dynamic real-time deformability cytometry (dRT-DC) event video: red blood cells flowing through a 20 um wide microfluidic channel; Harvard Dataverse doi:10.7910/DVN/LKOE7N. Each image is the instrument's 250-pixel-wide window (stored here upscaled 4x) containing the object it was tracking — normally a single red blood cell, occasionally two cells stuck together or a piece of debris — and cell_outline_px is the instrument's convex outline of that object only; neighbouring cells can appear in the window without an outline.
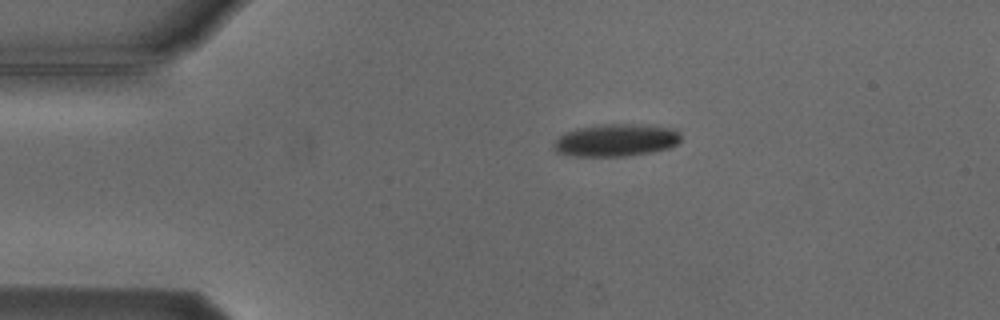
{"species": "Egyptian fruit bat (a non-hibernating species)", "species_latin": "Rousettus aegyptiacus", "temperature_condition": "cold", "stored_images_in_passage": 2, "camera_frame_rate_fps": 3000, "um_per_image_px": 0.085, "animal": {"sex": "male"}, "frame": {"image": 1, "passage_image": 2, "time_ms": 1.333, "image_size_px": [1000, 320], "cell_outline_px": [[680, 140], [676, 144], [668, 148], [652, 152], [628, 156], [576, 156], [556, 152], [552, 144], [564, 132], [576, 128], [596, 124], [648, 124], [676, 128], [680, 132]], "centroid_in_image_um": [52.38, 11.9], "position_along_channel_um": 32.6, "area_um2": 24.45}}